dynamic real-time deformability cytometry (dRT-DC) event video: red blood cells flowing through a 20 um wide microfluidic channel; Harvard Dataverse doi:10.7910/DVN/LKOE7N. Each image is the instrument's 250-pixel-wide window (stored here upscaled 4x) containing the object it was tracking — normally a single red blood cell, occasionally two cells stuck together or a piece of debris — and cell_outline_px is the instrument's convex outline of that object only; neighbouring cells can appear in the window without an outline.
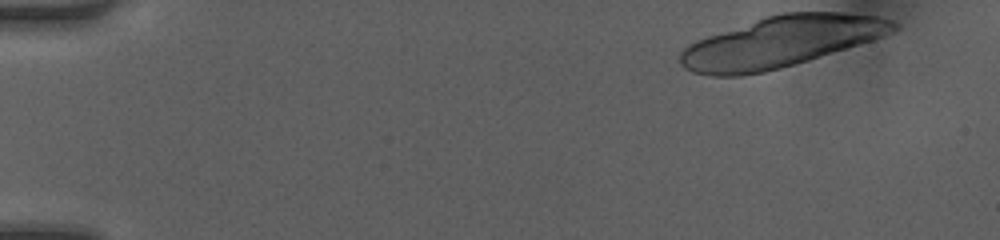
{"species": "human", "species_latin": "Homo sapiens", "temperature_condition": "room temperature", "stored_images_in_passage": 18, "camera_frame_rate_fps": 3000, "um_per_image_px": 0.085, "donor": {"sex": "female"}, "frame": {"image": 1, "passage_image": 1, "time_ms": 0.0, "image_size_px": [1000, 240], "cell_outline_px": [[900, 28], [872, 40], [808, 60], [780, 68], [764, 72], [740, 76], [712, 76], [692, 72], [684, 68], [680, 64], [680, 52], [688, 44], [696, 40], [764, 16], [784, 12], [844, 12], [880, 16], [892, 20], [900, 24]], "centroid_in_image_um": [66.36, 3.55], "position_along_channel_um": 18.6, "area_um2": 63.23}}